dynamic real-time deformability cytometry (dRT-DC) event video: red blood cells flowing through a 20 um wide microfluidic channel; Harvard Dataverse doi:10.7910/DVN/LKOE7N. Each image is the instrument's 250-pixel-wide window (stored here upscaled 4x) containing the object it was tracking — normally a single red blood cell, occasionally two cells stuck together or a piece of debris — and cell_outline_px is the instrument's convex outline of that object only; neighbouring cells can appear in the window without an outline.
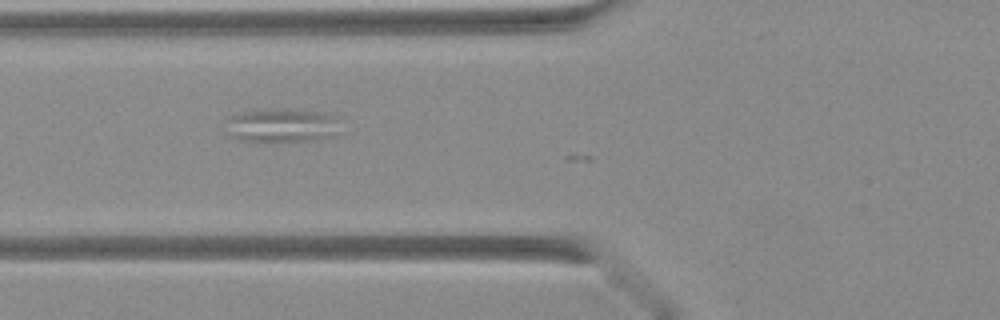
{"species": "Egyptian fruit bat (a non-hibernating species)", "species_latin": "Rousettus aegyptiacus", "temperature_condition": "warm", "stored_images_in_passage": 5, "camera_frame_rate_fps": 3000, "um_per_image_px": 0.085, "animal": {"sex": "female"}, "frame": {"image": 1, "passage_image": 2, "time_ms": 0.333, "image_size_px": [1000, 320], "cell_outline_px": [[336, 136], [316, 140], [236, 140], [232, 136], [228, 120], [236, 112], [268, 108], [276, 108], [324, 112], [336, 116]], "centroid_in_image_um": [23.98, 10.62], "position_along_channel_um": 101.8, "area_um2": 22.14}}
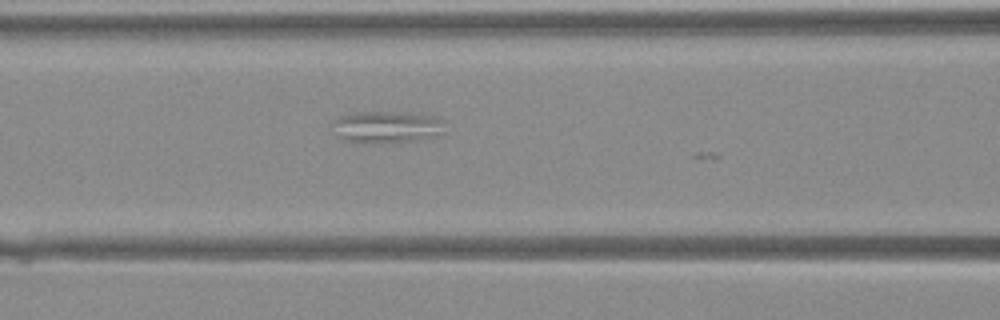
{"frame": {"image": 2, "passage_image": 4, "time_ms": 1.0, "image_size_px": [1000, 320], "cell_outline_px": [[444, 120], [436, 132], [432, 136], [416, 140], [376, 144], [368, 144], [340, 140], [336, 136], [332, 124], [332, 120], [340, 116], [356, 112], [392, 112], [432, 116]], "centroid_in_image_um": [32.68, 10.81], "position_along_channel_um": 133.9, "area_um2": 20.63}}